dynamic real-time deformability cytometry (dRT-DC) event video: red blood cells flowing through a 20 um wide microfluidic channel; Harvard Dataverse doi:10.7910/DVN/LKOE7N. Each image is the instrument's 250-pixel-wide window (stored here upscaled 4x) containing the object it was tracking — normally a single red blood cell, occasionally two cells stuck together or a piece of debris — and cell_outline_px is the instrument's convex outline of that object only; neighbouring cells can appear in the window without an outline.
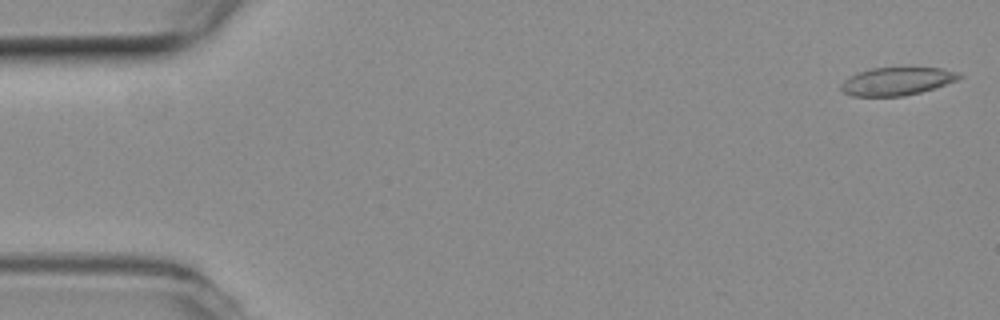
{"species": "common noctule bat (a hibernating species)", "species_latin": "Nyctalus noctula", "temperature_condition": "room temperature", "stored_images_in_passage": 53, "camera_frame_rate_fps": 3000, "um_per_image_px": 0.085, "animal": {"sex": "female", "body_mass_g": 19.3, "forearm_length_mm": 54.1}, "frame": {"image": 1, "passage_image": 1, "time_ms": 0.0, "image_size_px": [1000, 320], "cell_outline_px": [[964, 76], [956, 80], [936, 88], [904, 96], [852, 96], [844, 92], [840, 88], [840, 84], [844, 80], [860, 72], [872, 68], [940, 68], [960, 72]], "centroid_in_image_um": [76.27, 6.91], "position_along_channel_um": 8.7, "area_um2": 19.13}}
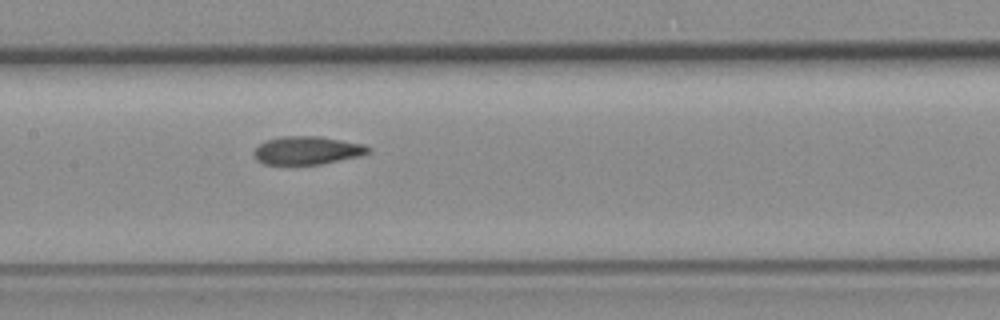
{"frame": {"image": 2, "passage_image": 25, "time_ms": 8.0, "image_size_px": [1000, 320], "cell_outline_px": [[372, 152], [364, 156], [320, 164], [264, 164], [256, 160], [252, 152], [260, 144], [268, 140], [280, 136], [320, 136], [364, 144], [372, 148]], "centroid_in_image_um": [26.17, 12.78], "position_along_channel_um": 181.2, "area_um2": 19.02}}
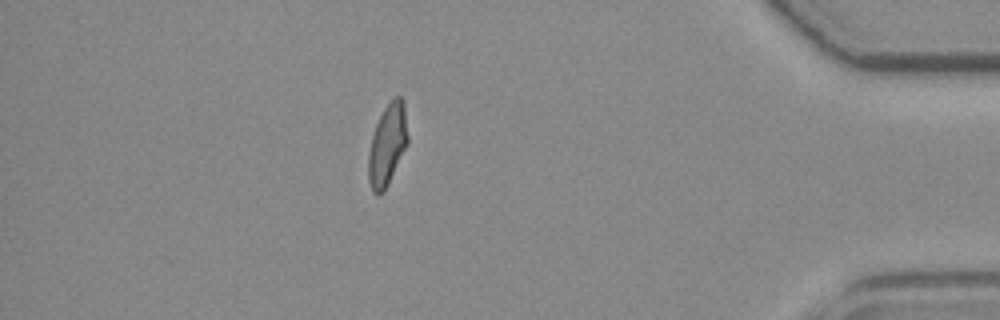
{"frame": {"image": 3, "passage_image": 46, "time_ms": 15.0, "image_size_px": [1000, 320], "cell_outline_px": [[408, 144], [384, 192], [376, 196], [372, 192], [368, 180], [368, 152], [372, 136], [376, 124], [384, 108], [396, 96], [400, 96], [404, 100], [408, 136]], "centroid_in_image_um": [32.92, 12.34], "position_along_channel_um": 402.3, "area_um2": 18.84}, "authors_computed_cell_mechanics": {"area_um2": 19.1318, "velocity_mm_per_s": 3.8324, "shape_relaxation_time_tau1_ms": null, "shape_relaxation_time_tau2_ms": 1.832, "deformation_change_tau1": null, "deformation_change_tau2": 0.0774}}